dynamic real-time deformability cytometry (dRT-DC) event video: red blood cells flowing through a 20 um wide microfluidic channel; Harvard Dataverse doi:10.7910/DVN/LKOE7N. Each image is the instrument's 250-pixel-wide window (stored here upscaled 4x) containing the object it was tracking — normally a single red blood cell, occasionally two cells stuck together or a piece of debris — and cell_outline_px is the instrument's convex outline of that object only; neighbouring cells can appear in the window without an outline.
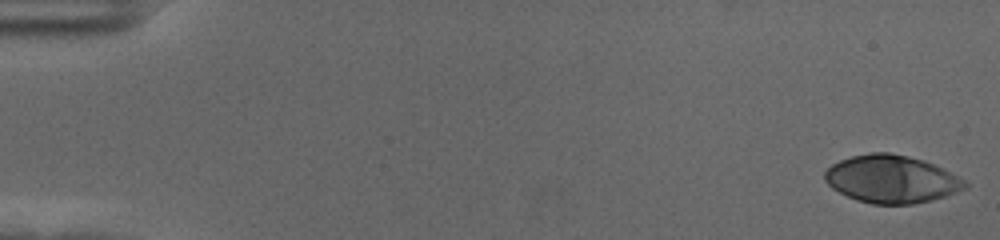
{"species": "human", "species_latin": "Homo sapiens", "temperature_condition": "cold", "stored_images_in_passage": 58, "camera_frame_rate_fps": 3000, "um_per_image_px": 0.085, "donor": {"sex": "female"}, "frame": {"image": 1, "passage_image": 1, "time_ms": 0.0, "image_size_px": [1000, 240], "cell_outline_px": [[968, 188], [932, 200], [912, 204], [872, 204], [856, 200], [832, 188], [824, 180], [824, 172], [832, 164], [840, 160], [852, 156], [872, 152], [888, 152], [908, 156], [924, 160], [964, 180], [968, 184]], "centroid_in_image_um": [75.75, 15.23], "position_along_channel_um": 9.3, "area_um2": 38.73}}
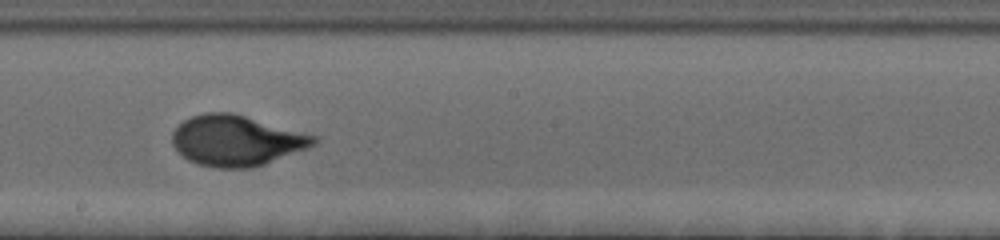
{"frame": {"image": 2, "passage_image": 33, "time_ms": 10.667, "image_size_px": [1000, 240], "cell_outline_px": [[320, 140], [316, 144], [308, 148], [264, 164], [252, 168], [216, 168], [196, 164], [188, 160], [172, 144], [172, 132], [184, 120], [192, 116], [204, 112], [232, 112], [320, 136]], "centroid_in_image_um": [20.13, 11.94], "position_along_channel_um": 228.1, "area_um2": 42.02}}
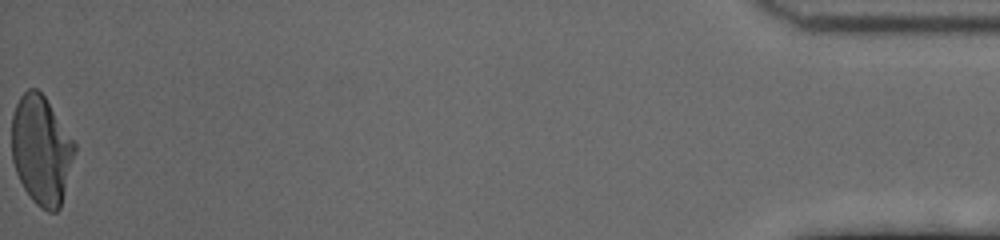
{"frame": {"image": 3, "passage_image": 58, "time_ms": 19.0, "image_size_px": [1000, 240], "cell_outline_px": [[76, 152], [60, 208], [56, 212], [48, 212], [40, 208], [32, 200], [24, 188], [16, 172], [12, 160], [12, 116], [16, 104], [20, 96], [28, 88], [36, 88], [44, 96], [76, 144]], "centroid_in_image_um": [3.51, 12.78], "position_along_channel_um": 431.7, "area_um2": 39.94}, "authors_computed_cell_mechanics": {"area_um2": 39.6219, "velocity_mm_per_s": 3.5259, "shape_relaxation_time_tau1_ms": 3.9683, "shape_relaxation_time_tau2_ms": null, "deformation_change_tau1": 0.1985, "deformation_change_tau2": null}}